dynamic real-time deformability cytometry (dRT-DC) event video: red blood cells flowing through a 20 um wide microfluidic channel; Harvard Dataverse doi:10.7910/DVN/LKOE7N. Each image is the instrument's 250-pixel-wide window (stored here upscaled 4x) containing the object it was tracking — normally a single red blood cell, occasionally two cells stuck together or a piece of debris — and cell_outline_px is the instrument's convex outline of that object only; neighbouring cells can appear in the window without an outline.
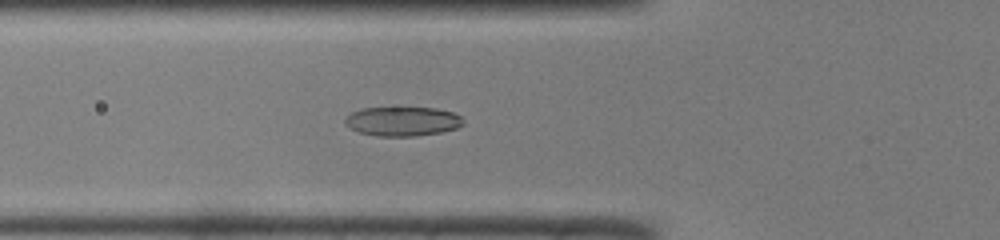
{"species": "common noctule bat (a hibernating species)", "species_latin": "Nyctalus noctula", "temperature_condition": "room temperature", "stored_images_in_passage": 50, "camera_frame_rate_fps": 3000, "um_per_image_px": 0.085, "animal": {"sex": "male", "body_mass_g": 19.0, "forearm_length_mm": 50.8}, "frame": {"image": 1, "passage_image": 19, "time_ms": 6.0, "image_size_px": [1000, 240], "cell_outline_px": [[464, 124], [456, 128], [440, 132], [416, 136], [376, 136], [360, 132], [348, 128], [344, 124], [344, 120], [352, 112], [360, 108], [436, 108], [452, 112], [460, 116], [464, 120]], "centroid_in_image_um": [34.2, 10.31], "position_along_channel_um": 91.6, "area_um2": 20.17}}
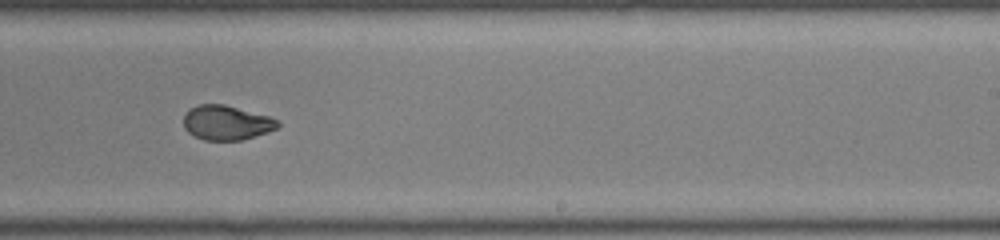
{"frame": {"image": 2, "passage_image": 32, "time_ms": 10.333, "image_size_px": [1000, 240], "cell_outline_px": [[280, 124], [276, 128], [268, 132], [240, 140], [204, 140], [188, 132], [184, 128], [184, 112], [188, 108], [196, 104], [224, 104], [268, 116], [280, 120]], "centroid_in_image_um": [19.22, 10.41], "position_along_channel_um": 269.8, "area_um2": 19.02}}
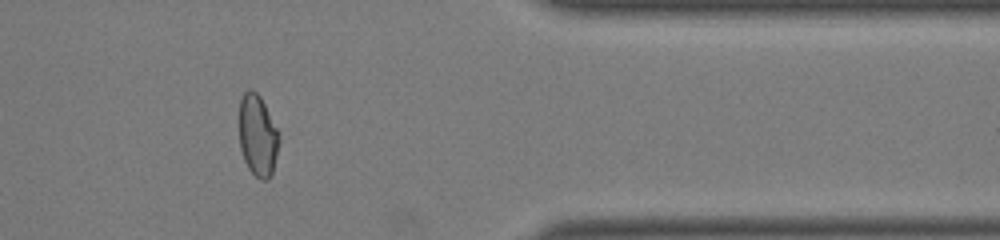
{"frame": {"image": 3, "passage_image": 42, "time_ms": 13.667, "image_size_px": [1000, 240], "cell_outline_px": [[280, 140], [272, 172], [268, 180], [260, 180], [248, 168], [244, 160], [240, 148], [240, 100], [244, 92], [248, 88], [252, 88], [260, 96], [280, 132]], "centroid_in_image_um": [21.92, 11.5], "position_along_channel_um": 389.5, "area_um2": 19.07}, "authors_computed_cell_mechanics": {"area_um2": 20.0277, "velocity_mm_per_s": 4.1136, "shape_relaxation_time_tau1_ms": 4.75, "shape_relaxation_time_tau2_ms": 1.1175, "deformation_change_tau1": 0.1946, "deformation_change_tau2": 0.0479}}